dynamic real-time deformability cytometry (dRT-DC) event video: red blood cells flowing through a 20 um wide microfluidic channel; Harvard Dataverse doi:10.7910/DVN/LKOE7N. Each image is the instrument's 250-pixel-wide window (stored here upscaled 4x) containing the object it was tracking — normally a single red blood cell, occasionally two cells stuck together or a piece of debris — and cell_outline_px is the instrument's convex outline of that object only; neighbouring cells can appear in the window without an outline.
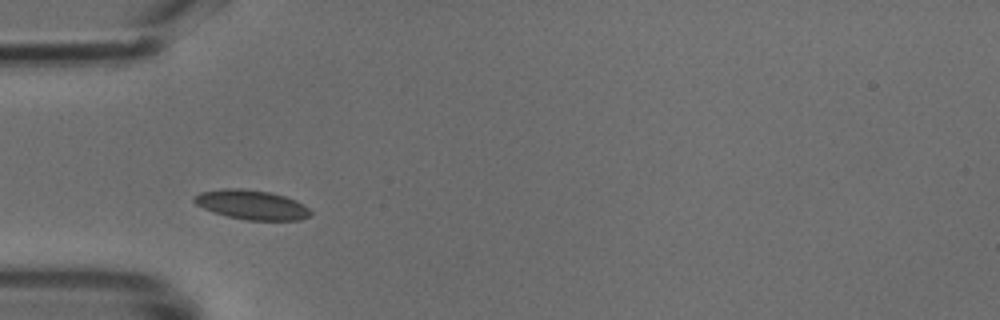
{"species": "common noctule bat (a hibernating species)", "species_latin": "Nyctalus noctula", "temperature_condition": "cold", "stored_images_in_passage": 35, "camera_frame_rate_fps": 3000, "um_per_image_px": 0.085, "animal": {"sex": "male", "body_mass_g": 18.8}, "frame": {"image": 1, "passage_image": 1, "time_ms": 0.0, "image_size_px": [1000, 320], "cell_outline_px": [[312, 212], [308, 216], [300, 220], [244, 220], [212, 212], [196, 204], [192, 200], [192, 196], [200, 192], [220, 188], [240, 188], [268, 192], [284, 196], [296, 200], [304, 204]], "centroid_in_image_um": [21.35, 17.4], "position_along_channel_um": 63.6, "area_um2": 20.06}}
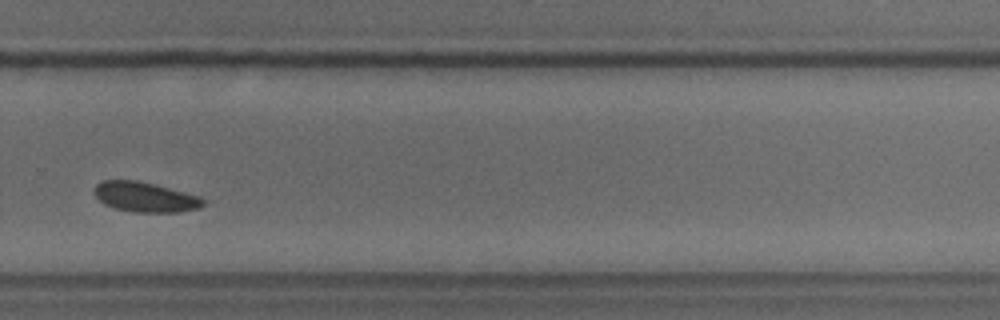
{"frame": {"image": 2, "passage_image": 20, "time_ms": 6.333, "image_size_px": [1000, 320], "cell_outline_px": [[204, 204], [200, 208], [176, 212], [132, 212], [112, 208], [104, 204], [92, 192], [96, 184], [104, 180], [136, 180], [156, 184], [200, 196], [204, 200]], "centroid_in_image_um": [12.31, 16.74], "position_along_channel_um": 317.5, "area_um2": 19.19}}
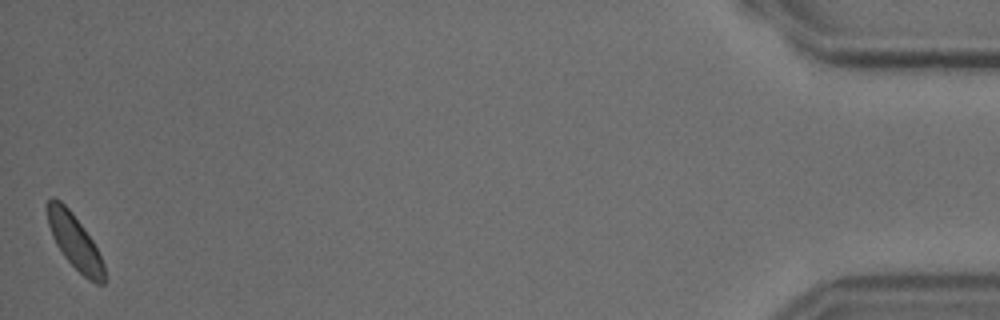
{"frame": {"image": 3, "passage_image": 35, "time_ms": 11.333, "image_size_px": [1000, 320], "cell_outline_px": [[104, 284], [96, 284], [88, 280], [64, 256], [56, 244], [52, 236], [48, 224], [48, 200], [52, 196], [60, 200], [72, 212], [92, 240], [104, 264]], "centroid_in_image_um": [6.35, 20.54], "position_along_channel_um": 428.9, "area_um2": 17.69}}